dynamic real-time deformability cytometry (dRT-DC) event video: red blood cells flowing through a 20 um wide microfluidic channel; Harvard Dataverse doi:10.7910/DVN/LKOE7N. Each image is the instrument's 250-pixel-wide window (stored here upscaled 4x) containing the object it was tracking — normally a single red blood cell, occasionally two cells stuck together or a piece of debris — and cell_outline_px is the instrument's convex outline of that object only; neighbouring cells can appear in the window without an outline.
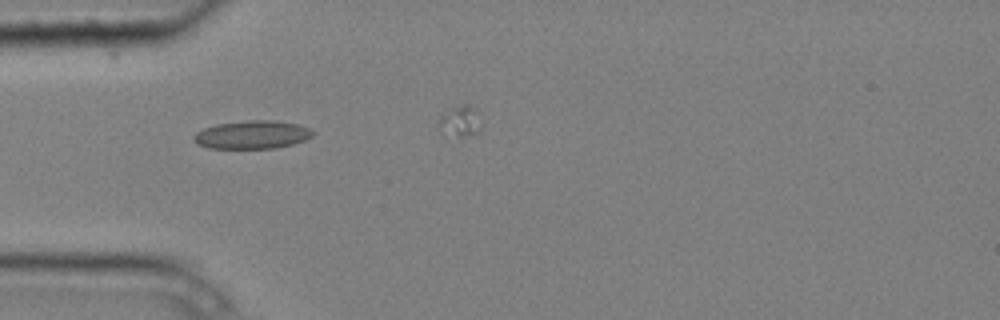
{"species": "common noctule bat (a hibernating species)", "species_latin": "Nyctalus noctula", "temperature_condition": "cold", "stored_images_in_passage": 4, "camera_frame_rate_fps": 3000, "um_per_image_px": 0.085, "animal": {"sex": "male", "body_mass_g": 20.4}, "frame": {"image": 1, "passage_image": 3, "time_ms": 0.667, "image_size_px": [1000, 320], "cell_outline_px": [[316, 132], [312, 136], [304, 140], [292, 144], [276, 148], [208, 148], [196, 144], [192, 140], [192, 136], [196, 132], [204, 128], [216, 124], [248, 120], [272, 120], [296, 124], [308, 128]], "centroid_in_image_um": [21.39, 11.45], "position_along_channel_um": 63.6, "area_um2": 19.59}}
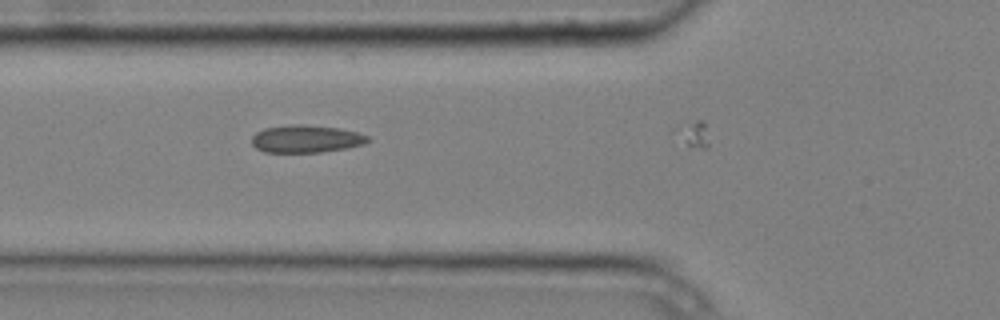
{"frame": {"image": 2, "passage_image": 4, "time_ms": 1.0, "image_size_px": [1000, 320], "cell_outline_px": [[372, 140], [364, 144], [348, 148], [320, 152], [264, 152], [256, 148], [252, 144], [252, 136], [256, 132], [264, 128], [292, 124], [300, 124], [340, 128], [356, 132], [368, 136]], "centroid_in_image_um": [26.03, 11.8], "position_along_channel_um": 99.8, "area_um2": 18.73}}